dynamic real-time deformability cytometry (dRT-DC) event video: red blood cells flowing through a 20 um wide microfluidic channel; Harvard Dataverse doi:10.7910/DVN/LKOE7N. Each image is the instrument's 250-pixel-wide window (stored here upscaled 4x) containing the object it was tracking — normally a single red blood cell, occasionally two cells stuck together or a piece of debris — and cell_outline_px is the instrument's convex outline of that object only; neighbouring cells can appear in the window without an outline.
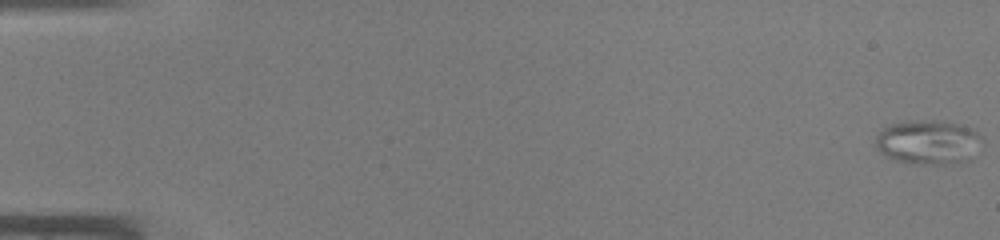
{"species": "common noctule bat (a hibernating species)", "species_latin": "Nyctalus noctula", "temperature_condition": "warm", "stored_images_in_passage": 46, "camera_frame_rate_fps": 3000, "um_per_image_px": 0.085, "animal": {"sex": "male", "body_mass_g": 19.0, "forearm_length_mm": 50.8}, "frame": {"image": 1, "passage_image": 1, "time_ms": 0.0, "image_size_px": [1000, 240], "cell_outline_px": [[984, 140], [972, 160], [948, 164], [920, 164], [896, 160], [880, 152], [876, 148], [876, 136], [888, 124], [908, 120], [936, 120], [960, 124], [976, 132]], "centroid_in_image_um": [78.93, 12.08], "position_along_channel_um": 6.1, "area_um2": 27.74}}
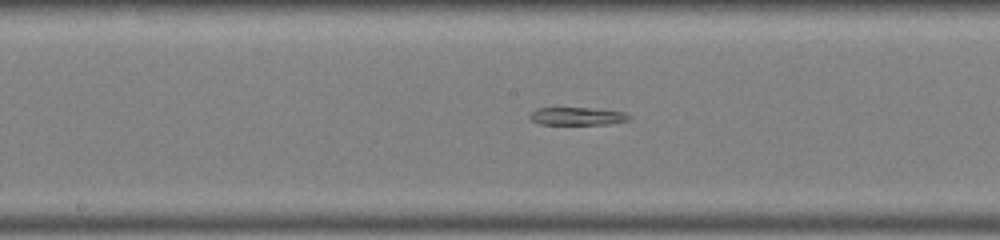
{"frame": {"image": 2, "passage_image": 25, "time_ms": 8.0, "image_size_px": [1000, 240], "cell_outline_px": [[632, 116], [628, 120], [608, 124], [540, 124], [532, 120], [528, 116], [536, 108], [588, 108], [624, 112]], "centroid_in_image_um": [49.06, 9.88], "position_along_channel_um": 199.1, "area_um2": 10.17}}
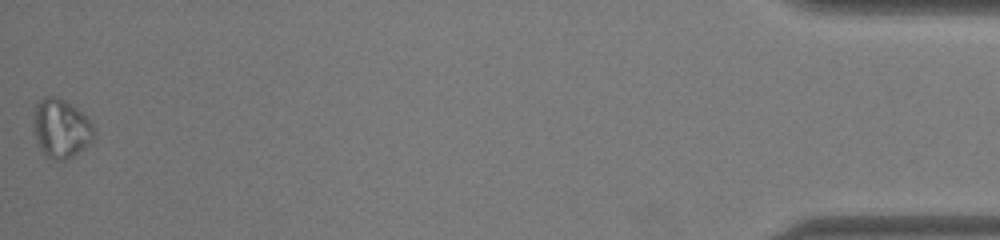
{"frame": {"image": 3, "passage_image": 46, "time_ms": 15.0, "image_size_px": [1000, 240], "cell_outline_px": [[96, 136], [84, 148], [72, 156], [64, 160], [52, 160], [40, 148], [32, 132], [32, 124], [36, 104], [44, 96], [56, 96], [64, 100], [76, 108], [92, 124], [96, 132]], "centroid_in_image_um": [5.16, 10.91], "position_along_channel_um": 430.0, "area_um2": 20.75}}